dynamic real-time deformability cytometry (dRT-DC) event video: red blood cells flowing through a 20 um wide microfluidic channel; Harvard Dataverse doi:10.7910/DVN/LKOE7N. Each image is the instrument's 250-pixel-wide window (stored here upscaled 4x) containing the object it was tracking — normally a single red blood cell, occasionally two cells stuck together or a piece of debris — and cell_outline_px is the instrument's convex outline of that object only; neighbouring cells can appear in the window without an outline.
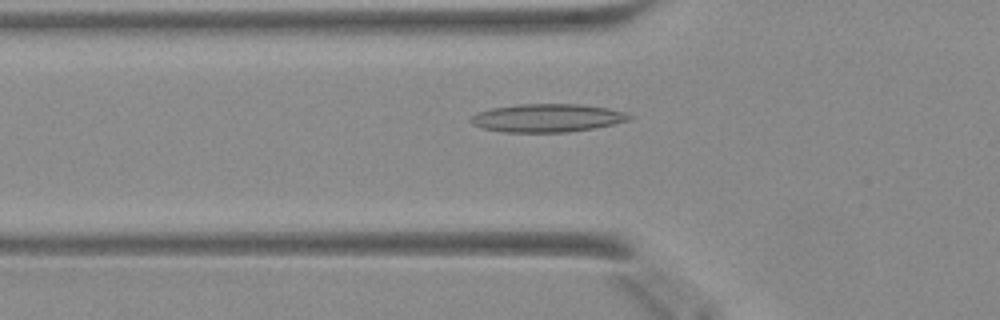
{"species": "Egyptian fruit bat (a non-hibernating species)", "species_latin": "Rousettus aegyptiacus", "temperature_condition": "warm", "stored_images_in_passage": 41, "camera_frame_rate_fps": 3000, "um_per_image_px": 0.085, "animal": {"sex": "female"}, "frame": {"image": 1, "passage_image": 10, "time_ms": 3.0, "image_size_px": [1000, 320], "cell_outline_px": [[632, 120], [592, 128], [568, 132], [504, 132], [484, 128], [472, 124], [472, 116], [476, 112], [492, 108], [520, 104], [580, 104], [608, 108], [624, 112], [632, 116]], "centroid_in_image_um": [46.53, 10.02], "position_along_channel_um": 79.3, "area_um2": 25.84}}
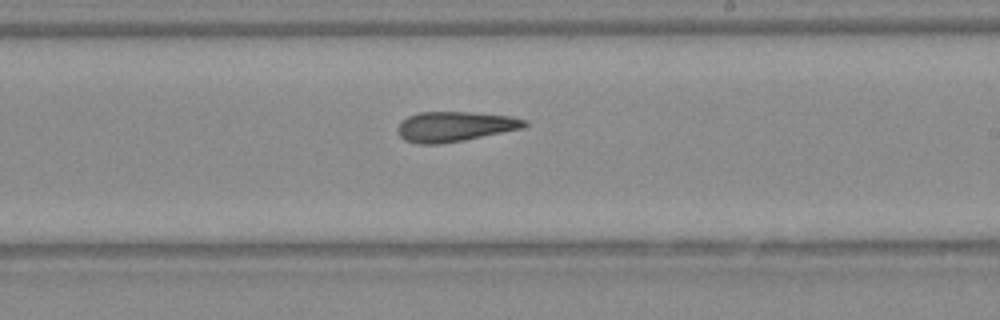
{"frame": {"image": 2, "passage_image": 22, "time_ms": 7.0, "image_size_px": [1000, 320], "cell_outline_px": [[528, 124], [524, 128], [464, 140], [440, 144], [416, 144], [404, 140], [396, 132], [396, 128], [408, 116], [420, 112], [468, 112], [512, 116], [528, 120]], "centroid_in_image_um": [38.66, 10.76], "position_along_channel_um": 250.3, "area_um2": 22.31}}
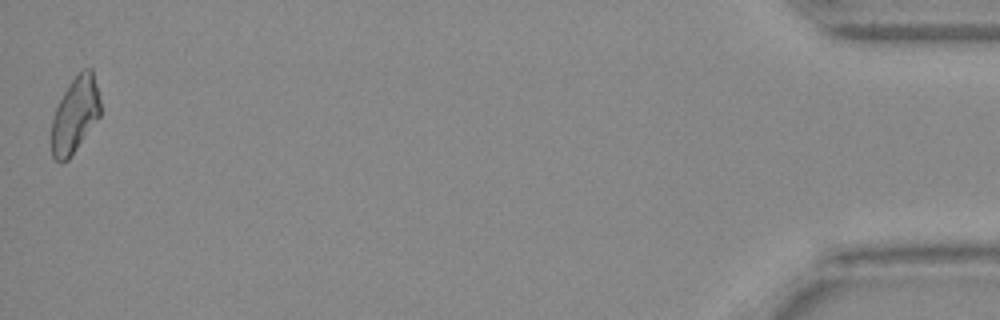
{"frame": {"image": 3, "passage_image": 41, "time_ms": 13.333, "image_size_px": [1000, 320], "cell_outline_px": [[100, 116], [68, 160], [56, 160], [52, 156], [52, 116], [68, 84], [84, 68], [92, 68], [100, 100]], "centroid_in_image_um": [6.38, 9.75], "position_along_channel_um": 428.8, "area_um2": 21.21}}